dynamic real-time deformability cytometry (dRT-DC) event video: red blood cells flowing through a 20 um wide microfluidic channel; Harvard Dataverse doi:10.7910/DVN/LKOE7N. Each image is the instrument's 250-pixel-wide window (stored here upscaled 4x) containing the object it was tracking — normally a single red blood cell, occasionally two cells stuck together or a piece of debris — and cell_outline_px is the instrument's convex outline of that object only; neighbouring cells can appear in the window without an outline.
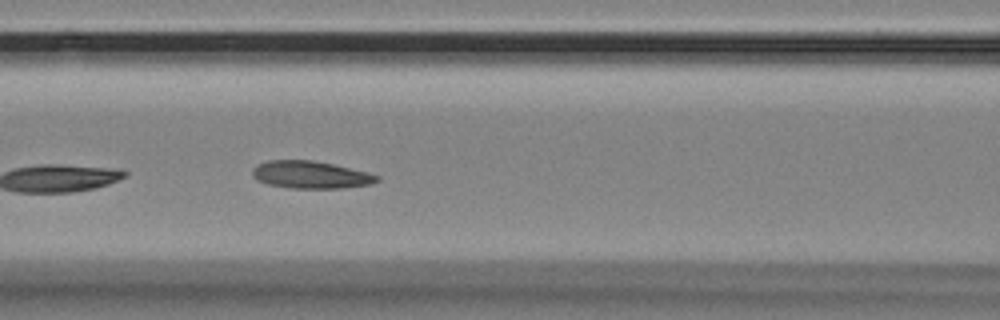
{"species": "Egyptian fruit bat (a non-hibernating species)", "species_latin": "Rousettus aegyptiacus", "temperature_condition": "room temperature", "stored_images_in_passage": 8, "segment_of_instrument_passage": [1, 2], "camera_frame_rate_fps": 3000, "um_per_image_px": 0.085, "animal": {"sex": "female"}, "frame": {"image": 1, "passage_image": 7, "time_ms": 2.0, "image_size_px": [1000, 320], "cell_outline_px": [[380, 180], [372, 184], [340, 188], [292, 188], [268, 184], [256, 180], [252, 176], [252, 168], [256, 164], [268, 160], [312, 160], [332, 164], [368, 172], [380, 176]], "centroid_in_image_um": [26.39, 14.85], "position_along_channel_um": 140.2, "area_um2": 20.0}}